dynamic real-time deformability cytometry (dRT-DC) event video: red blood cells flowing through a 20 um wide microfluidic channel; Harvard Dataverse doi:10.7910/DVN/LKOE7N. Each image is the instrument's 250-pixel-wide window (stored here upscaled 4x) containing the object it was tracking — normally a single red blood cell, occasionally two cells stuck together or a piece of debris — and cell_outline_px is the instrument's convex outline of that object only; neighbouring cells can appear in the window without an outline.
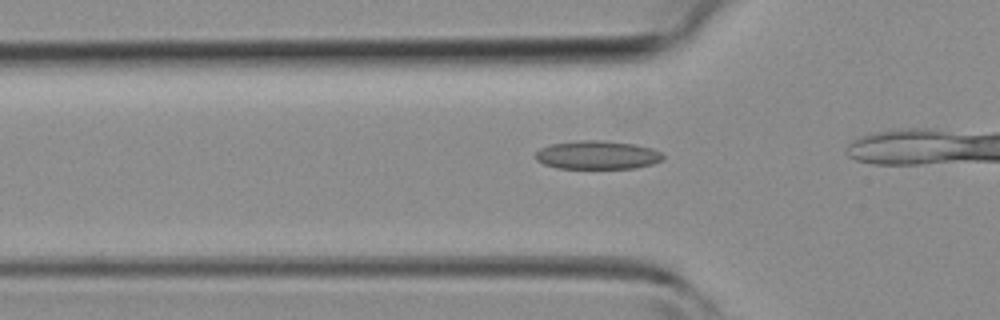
{"species": "common noctule bat (a hibernating species)", "species_latin": "Nyctalus noctula", "temperature_condition": "room temperature", "stored_images_in_passage": 7, "camera_frame_rate_fps": 3000, "um_per_image_px": 0.085, "animal": {"sex": "female", "body_mass_g": 19.3, "forearm_length_mm": 54.1}, "frame": {"image": 1, "passage_image": 2, "time_ms": 0.333, "image_size_px": [1000, 320], "cell_outline_px": [[664, 156], [660, 160], [652, 164], [636, 168], [556, 168], [544, 164], [536, 160], [536, 152], [540, 148], [552, 144], [580, 140], [600, 140], [636, 144], [652, 148], [660, 152]], "centroid_in_image_um": [50.77, 13.17], "position_along_channel_um": 75.0, "area_um2": 21.1}}
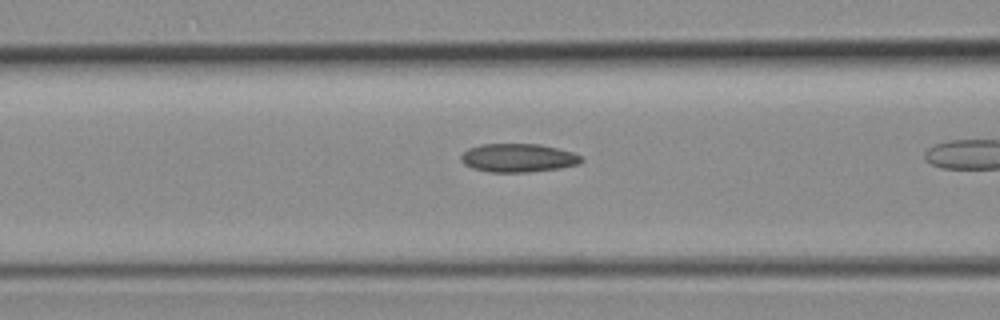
{"frame": {"image": 2, "passage_image": 5, "time_ms": 1.333, "image_size_px": [1000, 320], "cell_outline_px": [[584, 160], [580, 164], [560, 168], [528, 172], [488, 172], [472, 168], [464, 164], [460, 160], [460, 156], [468, 148], [480, 144], [540, 144], [572, 152], [580, 156]], "centroid_in_image_um": [44.02, 13.42], "position_along_channel_um": 122.6, "area_um2": 20.06}}